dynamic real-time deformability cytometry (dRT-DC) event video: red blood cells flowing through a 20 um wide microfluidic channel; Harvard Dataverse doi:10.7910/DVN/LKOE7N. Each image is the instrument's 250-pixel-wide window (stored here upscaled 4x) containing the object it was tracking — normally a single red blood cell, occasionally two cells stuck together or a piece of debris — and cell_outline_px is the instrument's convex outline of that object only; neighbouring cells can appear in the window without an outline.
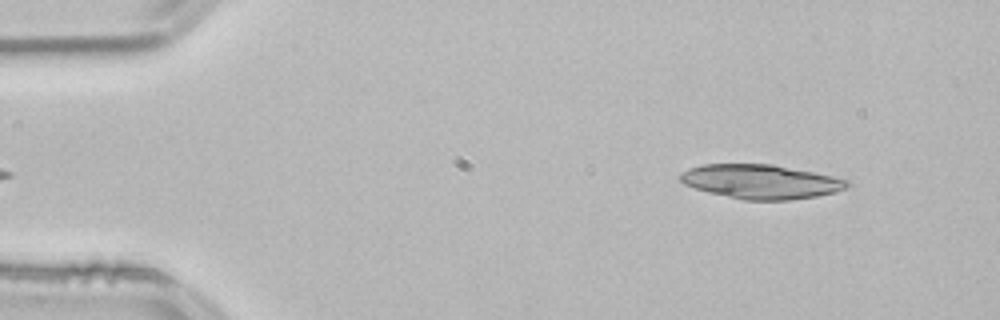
{"species": "common noctule bat (a hibernating species)", "species_latin": "Nyctalus noctula", "temperature_condition": "room temperature", "stored_images_in_passage": 12, "camera_frame_rate_fps": 3000, "um_per_image_px": 0.085, "animal": {"sex": "male", "body_mass_g": 21.5, "forearm_length_mm": 52.0}, "frame": {"image": 1, "passage_image": 2, "time_ms": 0.333, "image_size_px": [1000, 320], "cell_outline_px": [[852, 184], [836, 192], [816, 196], [788, 200], [744, 200], [708, 192], [684, 184], [680, 180], [680, 172], [688, 168], [704, 164], [772, 164], [832, 176], [848, 180]], "centroid_in_image_um": [64.66, 15.44], "position_along_channel_um": 20.3, "area_um2": 33.12}}